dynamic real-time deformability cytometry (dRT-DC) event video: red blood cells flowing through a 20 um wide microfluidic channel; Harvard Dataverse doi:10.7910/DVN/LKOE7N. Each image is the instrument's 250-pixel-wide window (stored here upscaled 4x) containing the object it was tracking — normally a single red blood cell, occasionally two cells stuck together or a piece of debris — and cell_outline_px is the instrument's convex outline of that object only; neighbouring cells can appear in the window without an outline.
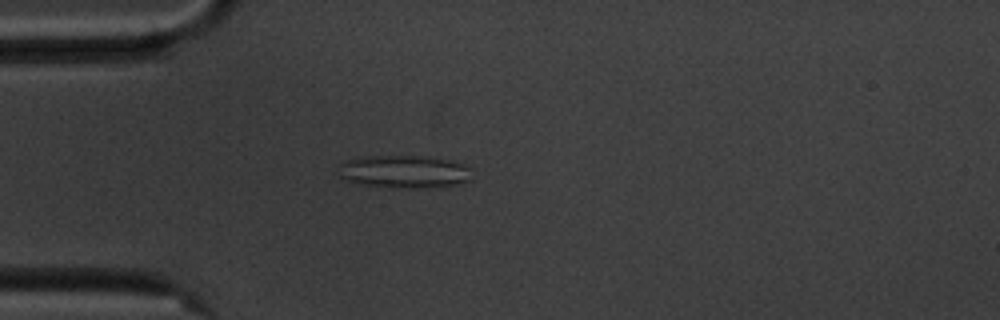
{"species": "common noctule bat (a hibernating species)", "species_latin": "Nyctalus noctula", "temperature_condition": "cold", "stored_images_in_passage": 42, "camera_frame_rate_fps": 3000, "um_per_image_px": 0.085, "animal": {"sex": "male", "body_mass_g": 20.1, "forearm_length_mm": 53.5}, "frame": {"image": 1, "passage_image": 1, "time_ms": 0.0, "image_size_px": [1000, 320], "cell_outline_px": [[472, 180], [452, 184], [360, 184], [348, 180], [340, 176], [340, 164], [344, 160], [364, 156], [416, 156], [452, 160], [464, 164], [468, 168]], "centroid_in_image_um": [34.31, 14.5], "position_along_channel_um": 50.7, "area_um2": 23.58}}
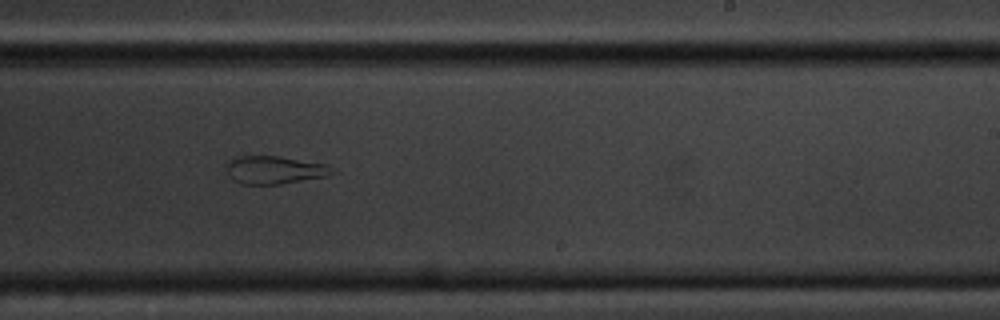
{"frame": {"image": 2, "passage_image": 20, "time_ms": 6.333, "image_size_px": [1000, 320], "cell_outline_px": [[340, 172], [328, 176], [280, 184], [240, 184], [232, 180], [228, 176], [228, 160], [236, 156], [276, 156], [324, 164]], "centroid_in_image_um": [23.34, 14.46], "position_along_channel_um": 265.7, "area_um2": 17.22}}
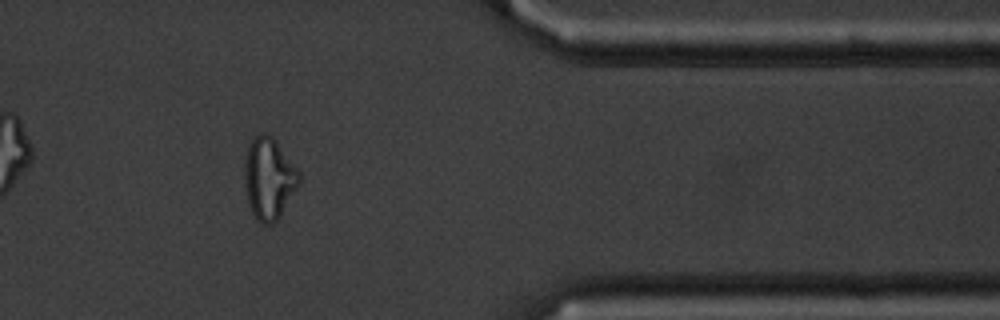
{"frame": {"image": 3, "passage_image": 32, "time_ms": 10.333, "image_size_px": [1000, 320], "cell_outline_px": [[300, 184], [280, 216], [272, 224], [260, 224], [256, 220], [248, 204], [244, 184], [244, 160], [248, 148], [252, 140], [260, 132], [264, 132], [272, 136], [276, 140], [300, 172]], "centroid_in_image_um": [22.85, 15.18], "position_along_channel_um": 388.5, "area_um2": 26.24}, "authors_computed_cell_mechanics": {"area_um2": 20.5768, "velocity_mm_per_s": 3.5467, "shape_relaxation_time_tau1_ms": null, "shape_relaxation_time_tau2_ms": 2.4867, "deformation_change_tau1": null, "deformation_change_tau2": 0.0884}}